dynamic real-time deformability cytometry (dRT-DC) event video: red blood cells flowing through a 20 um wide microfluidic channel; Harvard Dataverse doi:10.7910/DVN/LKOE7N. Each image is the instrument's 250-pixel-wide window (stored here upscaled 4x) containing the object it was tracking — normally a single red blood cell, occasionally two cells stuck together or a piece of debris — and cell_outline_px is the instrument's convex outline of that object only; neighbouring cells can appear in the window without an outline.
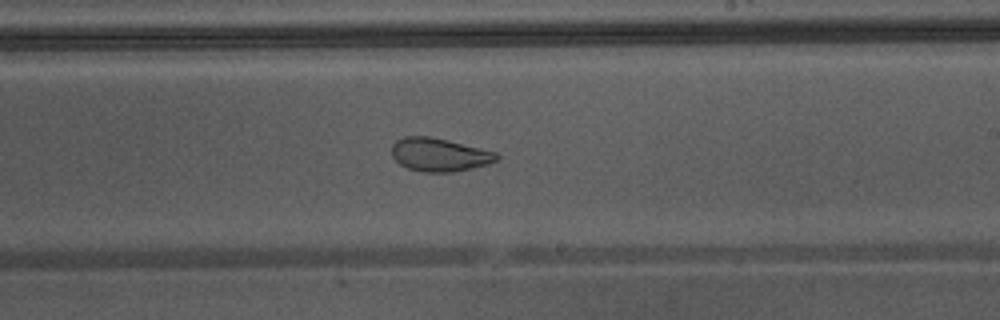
{"species": "Egyptian fruit bat (a non-hibernating species)", "species_latin": "Rousettus aegyptiacus", "temperature_condition": "warm", "stored_images_in_passage": 43, "camera_frame_rate_fps": 3000, "um_per_image_px": 0.085, "animal": {"sex": "male"}, "frame": {"image": 1, "passage_image": 30, "time_ms": 9.667, "image_size_px": [1000, 320], "cell_outline_px": [[500, 160], [488, 164], [472, 168], [452, 172], [424, 172], [408, 168], [400, 164], [392, 156], [392, 144], [396, 140], [404, 136], [428, 136], [448, 140], [496, 152], [500, 156]], "centroid_in_image_um": [37.36, 13.15], "position_along_channel_um": 251.6, "area_um2": 20.4}, "authors_computed_cell_mechanics": {"area_um2": 26.4724, "velocity_mm_per_s": 4.4131, "shape_relaxation_time_tau1_ms": null, "shape_relaxation_time_tau2_ms": 1.1222, "deformation_change_tau1": null, "deformation_change_tau2": 0.0778}}